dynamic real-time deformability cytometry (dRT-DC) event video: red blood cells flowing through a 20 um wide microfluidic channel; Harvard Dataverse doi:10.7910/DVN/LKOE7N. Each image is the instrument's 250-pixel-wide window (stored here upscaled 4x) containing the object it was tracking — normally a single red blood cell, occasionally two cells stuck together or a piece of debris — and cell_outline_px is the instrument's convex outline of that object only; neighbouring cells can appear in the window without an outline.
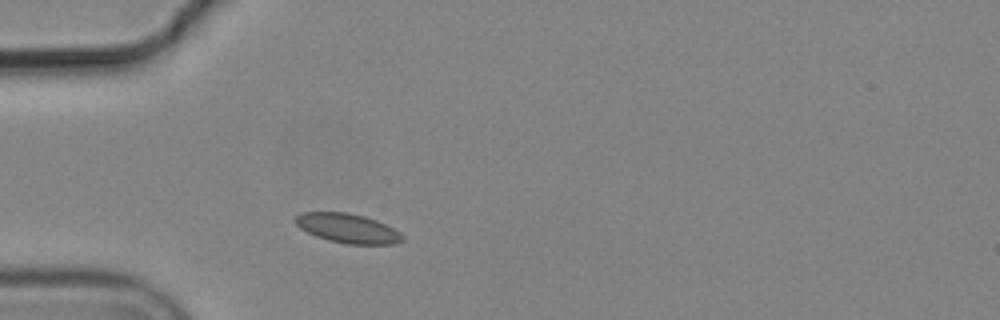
{"species": "common noctule bat (a hibernating species)", "species_latin": "Nyctalus noctula", "temperature_condition": "cold", "stored_images_in_passage": 1, "camera_frame_rate_fps": 3000, "um_per_image_px": 0.085, "animal": {"sex": "male", "body_mass_g": 19.2, "forearm_length_mm": 51.8}, "frame": {"image": 1, "passage_image": 1, "time_ms": 0.0, "image_size_px": [1000, 320], "cell_outline_px": [[404, 240], [396, 244], [348, 244], [328, 240], [316, 236], [300, 228], [292, 220], [300, 212], [348, 212], [364, 216], [376, 220], [400, 232], [404, 236]], "centroid_in_image_um": [29.54, 19.4], "position_along_channel_um": 55.5, "area_um2": 18.38}}